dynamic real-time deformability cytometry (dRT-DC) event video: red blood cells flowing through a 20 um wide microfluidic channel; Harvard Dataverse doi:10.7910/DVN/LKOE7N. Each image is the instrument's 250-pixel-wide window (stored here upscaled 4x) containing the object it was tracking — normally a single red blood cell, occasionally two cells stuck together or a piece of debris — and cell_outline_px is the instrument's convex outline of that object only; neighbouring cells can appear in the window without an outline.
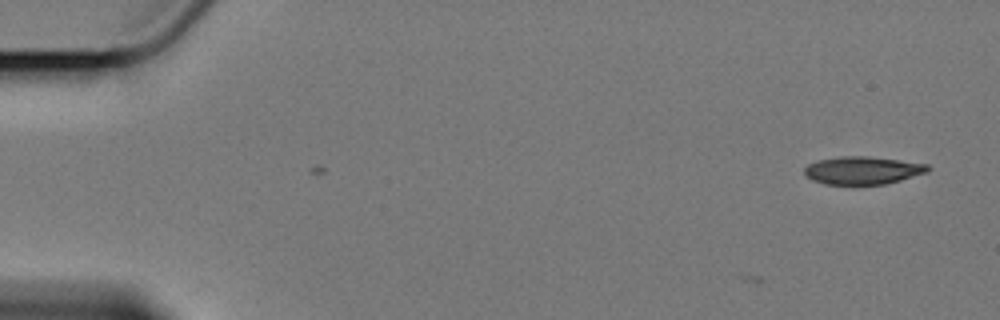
{"species": "Egyptian fruit bat (a non-hibernating species)", "species_latin": "Rousettus aegyptiacus", "temperature_condition": "cold", "stored_images_in_passage": 6, "camera_frame_rate_fps": 3000, "um_per_image_px": 0.085, "animal": {"sex": "female"}, "frame": {"image": 1, "passage_image": 6, "time_ms": 1.667, "image_size_px": [1000, 320], "cell_outline_px": [[932, 168], [928, 172], [900, 180], [884, 184], [852, 188], [824, 184], [812, 180], [804, 176], [804, 168], [808, 164], [820, 160], [844, 156], [864, 156], [928, 164]], "centroid_in_image_um": [73.28, 14.54], "position_along_channel_um": 11.7, "area_um2": 20.69}}